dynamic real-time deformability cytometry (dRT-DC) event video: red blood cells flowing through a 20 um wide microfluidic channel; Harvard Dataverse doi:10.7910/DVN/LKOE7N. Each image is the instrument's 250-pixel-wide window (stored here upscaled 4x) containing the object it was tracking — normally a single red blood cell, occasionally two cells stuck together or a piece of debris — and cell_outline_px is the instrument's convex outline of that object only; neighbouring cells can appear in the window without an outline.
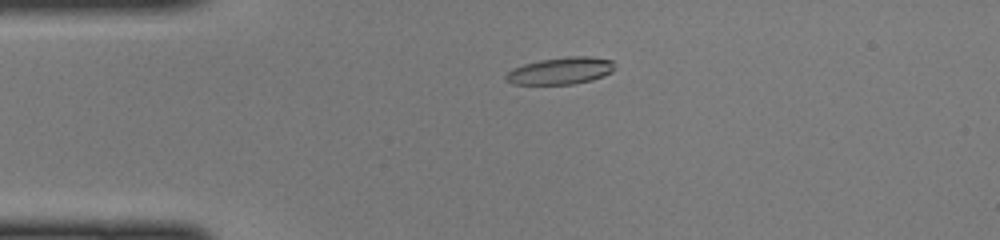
{"species": "common noctule bat (a hibernating species)", "species_latin": "Nyctalus noctula", "temperature_condition": "cold", "stored_images_in_passage": 42, "camera_frame_rate_fps": 3000, "um_per_image_px": 0.085, "animal": {"sex": "female", "body_mass_g": 22.0, "forearm_length_mm": 56.7}, "frame": {"image": 1, "passage_image": 6, "time_ms": 1.667, "image_size_px": [1000, 240], "cell_outline_px": [[616, 68], [612, 72], [604, 76], [592, 80], [572, 84], [512, 84], [504, 80], [504, 76], [512, 68], [524, 64], [540, 60], [568, 56], [592, 56], [612, 60]], "centroid_in_image_um": [47.66, 6.01], "position_along_channel_um": 37.3, "area_um2": 17.34}}
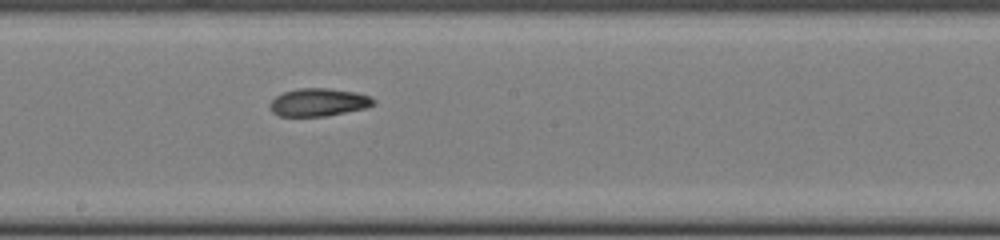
{"frame": {"image": 2, "passage_image": 21, "time_ms": 6.667, "image_size_px": [1000, 240], "cell_outline_px": [[376, 104], [368, 108], [324, 116], [280, 116], [272, 112], [268, 108], [268, 104], [276, 96], [284, 92], [296, 88], [328, 88], [356, 92], [372, 96], [376, 100]], "centroid_in_image_um": [27.1, 8.69], "position_along_channel_um": 221.1, "area_um2": 17.11}}
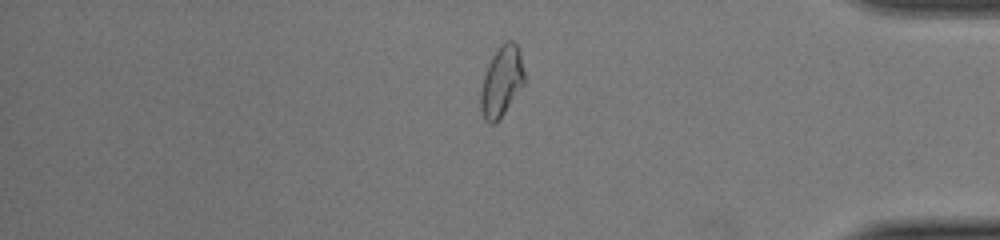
{"frame": {"image": 3, "passage_image": 35, "time_ms": 11.333, "image_size_px": [1000, 240], "cell_outline_px": [[524, 84], [496, 124], [488, 124], [484, 120], [480, 108], [480, 92], [484, 76], [488, 64], [492, 56], [508, 40], [512, 40], [516, 44], [520, 52], [524, 72]], "centroid_in_image_um": [42.62, 6.98], "position_along_channel_um": 392.6, "area_um2": 17.74}}